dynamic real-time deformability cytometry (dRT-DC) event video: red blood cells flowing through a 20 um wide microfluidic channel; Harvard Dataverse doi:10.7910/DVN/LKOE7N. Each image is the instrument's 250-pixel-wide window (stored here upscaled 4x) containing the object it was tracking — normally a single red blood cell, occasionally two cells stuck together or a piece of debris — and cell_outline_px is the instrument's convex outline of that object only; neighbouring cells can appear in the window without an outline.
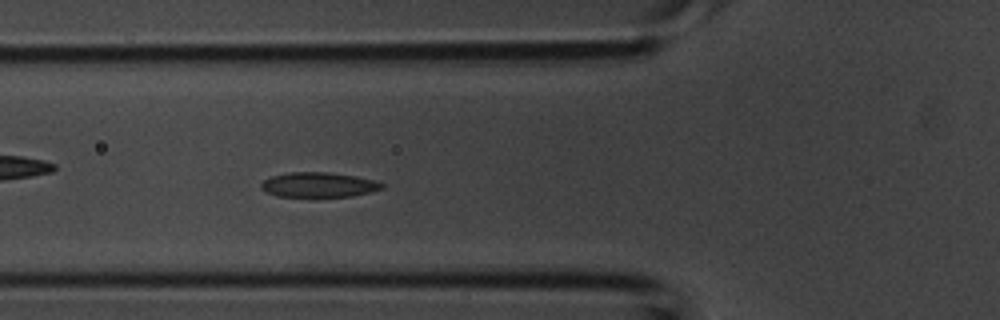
{"species": "common noctule bat (a hibernating species)", "species_latin": "Nyctalus noctula", "temperature_condition": "room temperature", "stored_images_in_passage": 42, "camera_frame_rate_fps": 3000, "um_per_image_px": 0.085, "animal": {"sex": "male", "body_mass_g": 20.1, "forearm_length_mm": 53.5}, "frame": {"image": 1, "passage_image": 15, "time_ms": 4.667, "image_size_px": [1000, 320], "cell_outline_px": [[384, 188], [352, 196], [276, 196], [260, 188], [260, 184], [264, 180], [272, 176], [288, 172], [328, 172], [356, 176], [372, 180], [384, 184]], "centroid_in_image_um": [27.06, 15.69], "position_along_channel_um": 98.7, "area_um2": 17.28}}
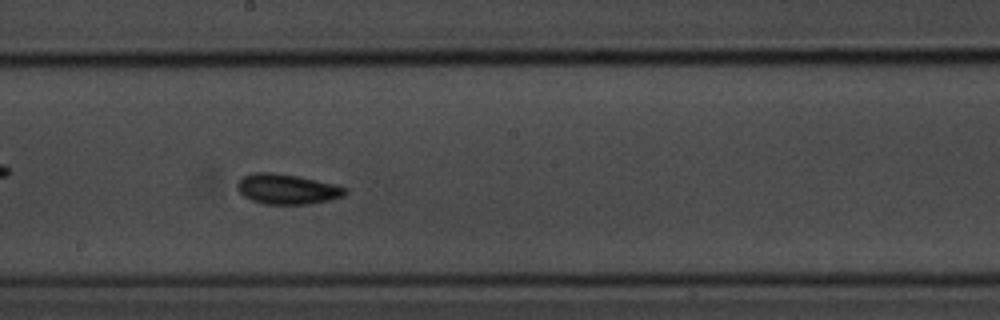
{"frame": {"image": 2, "passage_image": 23, "time_ms": 7.333, "image_size_px": [1000, 320], "cell_outline_px": [[348, 192], [344, 196], [332, 200], [308, 204], [264, 204], [252, 200], [244, 196], [236, 188], [236, 184], [240, 176], [252, 172], [272, 172], [300, 176], [336, 184], [348, 188]], "centroid_in_image_um": [24.41, 16.06], "position_along_channel_um": 223.8, "area_um2": 19.42}}
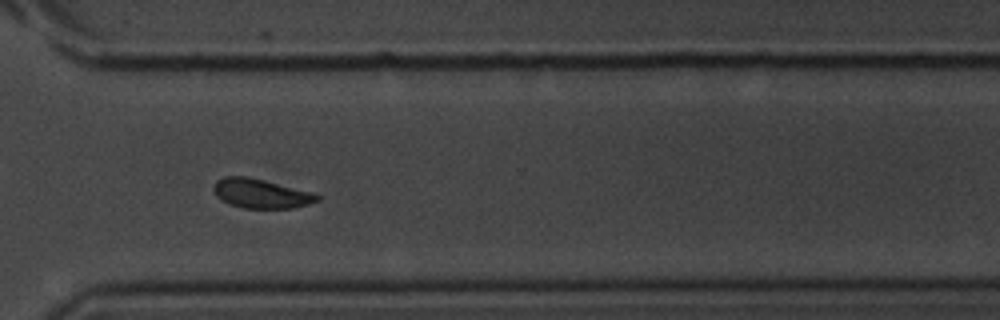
{"frame": {"image": 3, "passage_image": 31, "time_ms": 10.0, "image_size_px": [1000, 320], "cell_outline_px": [[320, 200], [296, 208], [244, 208], [232, 204], [216, 196], [212, 188], [216, 180], [224, 176], [244, 176], [316, 192], [320, 196]], "centroid_in_image_um": [22.22, 16.45], "position_along_channel_um": 348.4, "area_um2": 17.69}}